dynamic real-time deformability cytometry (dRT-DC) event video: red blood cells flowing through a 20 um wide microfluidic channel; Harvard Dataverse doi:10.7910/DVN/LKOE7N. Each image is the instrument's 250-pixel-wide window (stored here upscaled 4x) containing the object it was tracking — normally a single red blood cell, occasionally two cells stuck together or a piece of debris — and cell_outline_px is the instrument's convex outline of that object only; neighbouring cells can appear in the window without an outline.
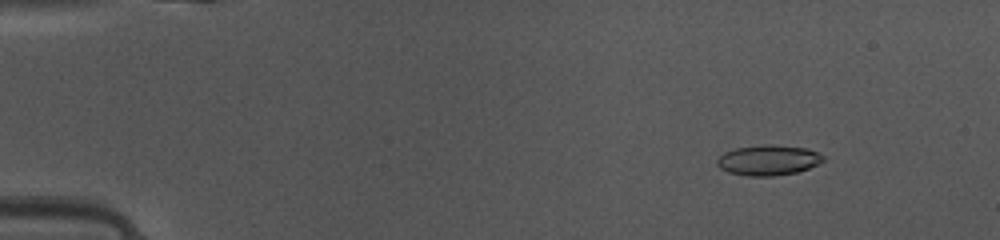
{"species": "common noctule bat (a hibernating species)", "species_latin": "Nyctalus noctula", "temperature_condition": "warm", "stored_images_in_passage": 48, "camera_frame_rate_fps": 3000, "um_per_image_px": 0.085, "animal": {"sex": "female", "body_mass_g": 10.0, "forearm_length_mm": 53.1}, "frame": {"image": 1, "passage_image": 6, "time_ms": 1.667, "image_size_px": [1000, 240], "cell_outline_px": [[824, 160], [808, 168], [796, 172], [772, 176], [748, 176], [728, 172], [720, 168], [716, 164], [716, 160], [724, 152], [736, 148], [768, 144], [772, 144], [808, 148], [824, 156]], "centroid_in_image_um": [65.28, 13.61], "position_along_channel_um": 19.7, "area_um2": 18.67}}
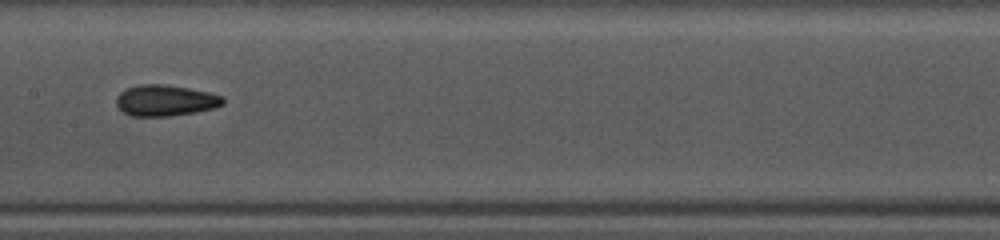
{"frame": {"image": 2, "passage_image": 25, "time_ms": 8.0, "image_size_px": [1000, 240], "cell_outline_px": [[224, 104], [212, 108], [196, 112], [168, 116], [132, 116], [124, 112], [116, 104], [116, 96], [124, 88], [140, 84], [164, 84], [188, 88], [208, 92], [224, 96]], "centroid_in_image_um": [14.04, 8.53], "position_along_channel_um": 193.4, "area_um2": 19.36}}
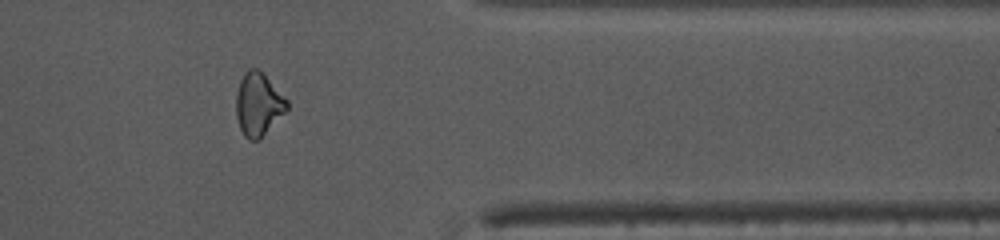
{"frame": {"image": 3, "passage_image": 40, "time_ms": 13.0, "image_size_px": [1000, 240], "cell_outline_px": [[288, 108], [260, 140], [248, 140], [244, 136], [240, 128], [236, 116], [236, 92], [240, 80], [244, 72], [248, 68], [256, 68], [288, 100]], "centroid_in_image_um": [21.93, 8.89], "position_along_channel_um": 389.5, "area_um2": 18.5}, "authors_computed_cell_mechanics": {"area_um2": 18.7272, "velocity_mm_per_s": 4.1512, "shape_relaxation_time_tau1_ms": 4.5473, "shape_relaxation_time_tau2_ms": 1.8658, "deformation_change_tau1": 0.1506, "deformation_change_tau2": 0.0897}}